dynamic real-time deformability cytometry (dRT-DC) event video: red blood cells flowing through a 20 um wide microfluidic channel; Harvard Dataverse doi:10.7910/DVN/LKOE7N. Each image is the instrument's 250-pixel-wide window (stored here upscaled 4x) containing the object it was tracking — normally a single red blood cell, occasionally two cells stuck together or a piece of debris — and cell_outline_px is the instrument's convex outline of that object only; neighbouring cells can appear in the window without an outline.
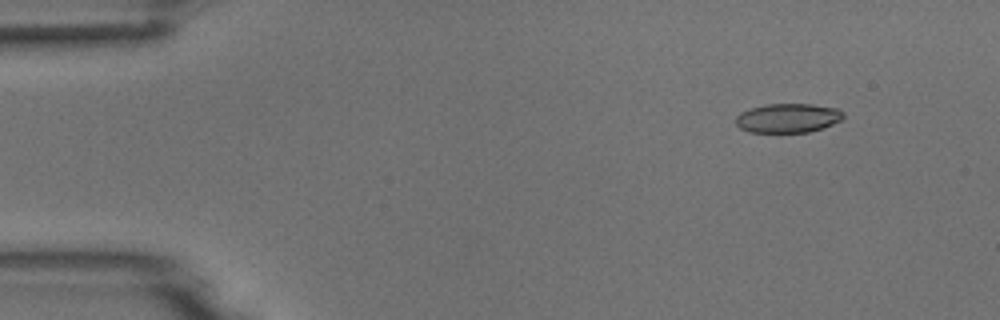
{"species": "common noctule bat (a hibernating species)", "species_latin": "Nyctalus noctula", "temperature_condition": "room temperature", "stored_images_in_passage": 7, "camera_frame_rate_fps": 3000, "um_per_image_px": 0.085, "animal": {"sex": "male", "body_mass_g": 18.8}, "frame": {"image": 1, "passage_image": 2, "time_ms": 0.333, "image_size_px": [1000, 320], "cell_outline_px": [[844, 116], [840, 120], [824, 128], [808, 132], [748, 132], [740, 128], [736, 124], [736, 116], [740, 112], [764, 104], [812, 104], [836, 108], [844, 112]], "centroid_in_image_um": [66.97, 10.03], "position_along_channel_um": 18.0, "area_um2": 18.32}}
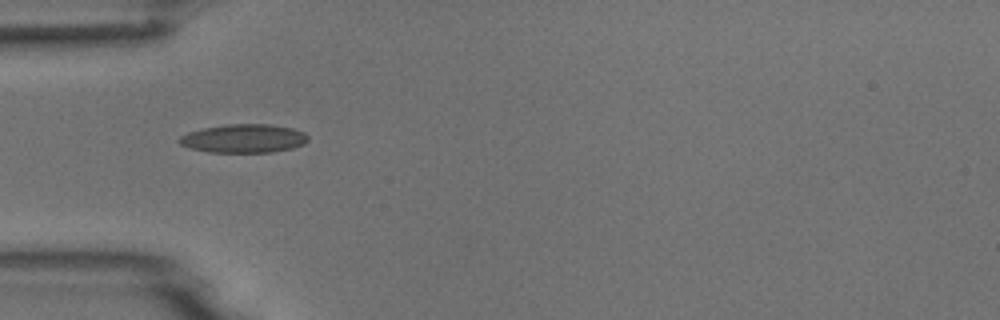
{"frame": {"image": 2, "passage_image": 5, "time_ms": 1.333, "image_size_px": [1000, 320], "cell_outline_px": [[308, 140], [304, 144], [292, 148], [272, 152], [208, 152], [188, 148], [180, 144], [176, 140], [180, 136], [188, 132], [204, 128], [224, 124], [268, 124], [292, 128], [304, 132], [308, 136]], "centroid_in_image_um": [20.69, 11.77], "position_along_channel_um": 64.3, "area_um2": 21.56}}
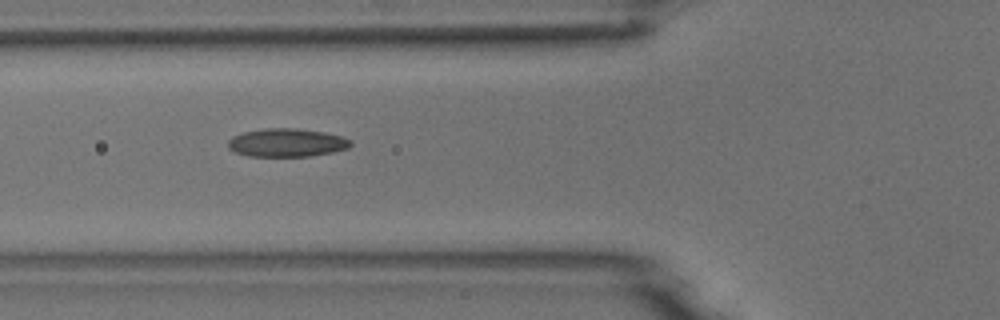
{"frame": {"image": 3, "passage_image": 6, "time_ms": 1.667, "image_size_px": [1000, 320], "cell_outline_px": [[352, 144], [348, 148], [332, 152], [312, 156], [248, 156], [236, 152], [228, 148], [228, 140], [232, 136], [244, 132], [264, 128], [296, 128], [324, 132], [344, 136], [352, 140]], "centroid_in_image_um": [24.4, 12.12], "position_along_channel_um": 101.4, "area_um2": 20.35}}